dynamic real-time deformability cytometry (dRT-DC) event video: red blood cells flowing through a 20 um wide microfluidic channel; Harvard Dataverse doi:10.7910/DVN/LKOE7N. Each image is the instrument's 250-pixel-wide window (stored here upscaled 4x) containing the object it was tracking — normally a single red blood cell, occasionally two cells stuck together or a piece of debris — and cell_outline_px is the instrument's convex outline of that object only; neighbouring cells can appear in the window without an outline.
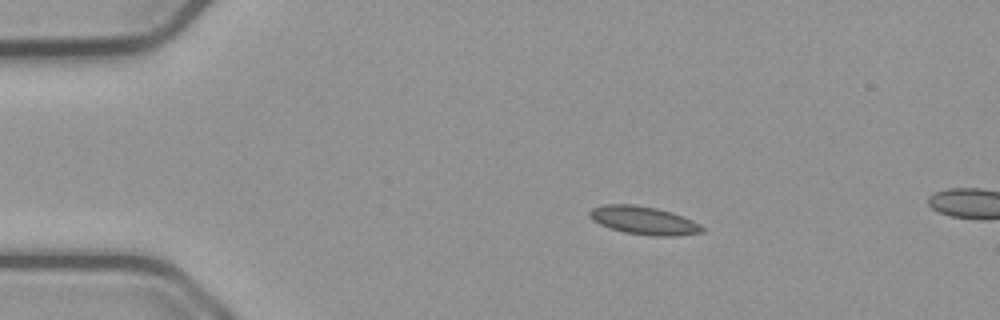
{"species": "common noctule bat (a hibernating species)", "species_latin": "Nyctalus noctula", "temperature_condition": "cold", "stored_images_in_passage": 5, "camera_frame_rate_fps": 3000, "um_per_image_px": 0.085, "animal": {"sex": "male", "body_mass_g": 23.1, "forearm_length_mm": 52.7}, "frame": {"image": 1, "passage_image": 1, "time_ms": 0.0, "image_size_px": [1000, 320], "cell_outline_px": [[704, 232], [676, 236], [648, 236], [624, 232], [600, 224], [592, 220], [588, 216], [588, 212], [592, 208], [604, 204], [636, 204], [656, 208], [692, 220], [700, 224], [704, 228]], "centroid_in_image_um": [54.69, 18.74], "position_along_channel_um": 30.3, "area_um2": 18.44}}